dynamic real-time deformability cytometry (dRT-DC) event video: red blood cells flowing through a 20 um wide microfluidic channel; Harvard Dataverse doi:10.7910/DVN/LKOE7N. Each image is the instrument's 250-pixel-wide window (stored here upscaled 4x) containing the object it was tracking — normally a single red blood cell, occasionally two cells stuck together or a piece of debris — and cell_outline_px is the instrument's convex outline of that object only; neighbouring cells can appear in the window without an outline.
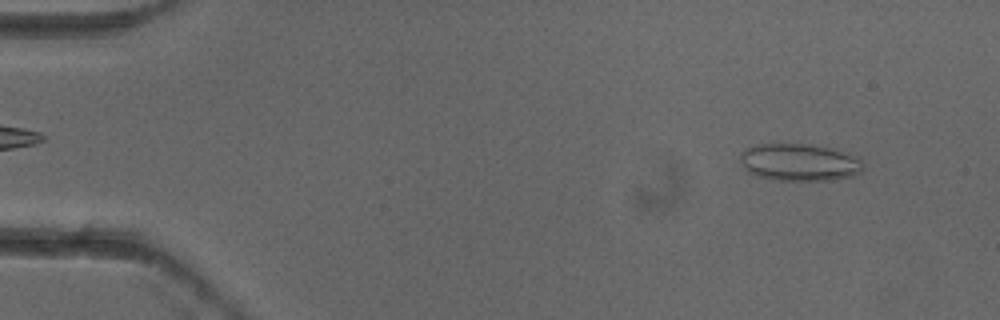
{"species": "common noctule bat (a hibernating species)", "species_latin": "Nyctalus noctula", "temperature_condition": "cold", "stored_images_in_passage": 4, "camera_frame_rate_fps": 3000, "um_per_image_px": 0.085, "animal": {"sex": "female"}, "frame": {"image": 1, "passage_image": 1, "time_ms": 0.0, "image_size_px": [1000, 320], "cell_outline_px": [[864, 168], [860, 172], [852, 176], [828, 180], [772, 180], [748, 172], [744, 168], [740, 160], [740, 152], [744, 148], [760, 144], [808, 144], [848, 152], [860, 156], [864, 164]], "centroid_in_image_um": [67.97, 13.79], "position_along_channel_um": 17.0, "area_um2": 26.93}}